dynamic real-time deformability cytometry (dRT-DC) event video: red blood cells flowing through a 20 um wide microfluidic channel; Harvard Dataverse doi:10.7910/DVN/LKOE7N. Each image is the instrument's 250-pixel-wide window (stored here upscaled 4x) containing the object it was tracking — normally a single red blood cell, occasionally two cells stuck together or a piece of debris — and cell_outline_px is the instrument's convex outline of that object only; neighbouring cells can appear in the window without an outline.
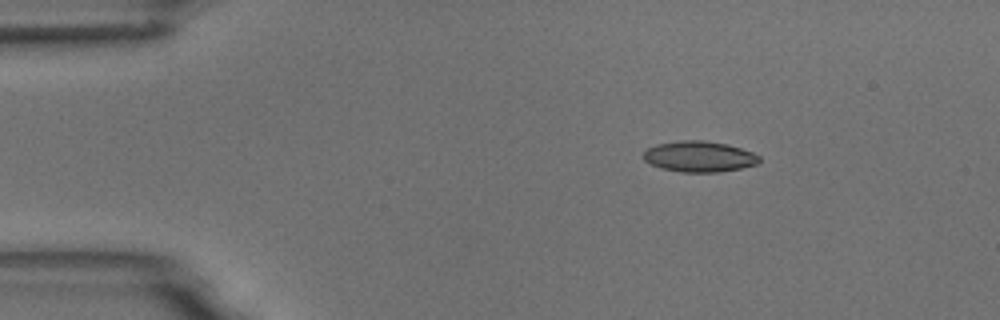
{"species": "common noctule bat (a hibernating species)", "species_latin": "Nyctalus noctula", "temperature_condition": "room temperature", "stored_images_in_passage": 4, "camera_frame_rate_fps": 3000, "um_per_image_px": 0.085, "animal": {"sex": "male", "body_mass_g": 18.8}, "frame": {"image": 1, "passage_image": 2, "time_ms": 1.333, "image_size_px": [1000, 320], "cell_outline_px": [[760, 160], [756, 164], [740, 168], [720, 172], [680, 172], [660, 168], [644, 160], [644, 152], [648, 148], [656, 144], [684, 140], [704, 140], [728, 144], [752, 152], [760, 156]], "centroid_in_image_um": [59.44, 13.3], "position_along_channel_um": 25.6, "area_um2": 20.75}}